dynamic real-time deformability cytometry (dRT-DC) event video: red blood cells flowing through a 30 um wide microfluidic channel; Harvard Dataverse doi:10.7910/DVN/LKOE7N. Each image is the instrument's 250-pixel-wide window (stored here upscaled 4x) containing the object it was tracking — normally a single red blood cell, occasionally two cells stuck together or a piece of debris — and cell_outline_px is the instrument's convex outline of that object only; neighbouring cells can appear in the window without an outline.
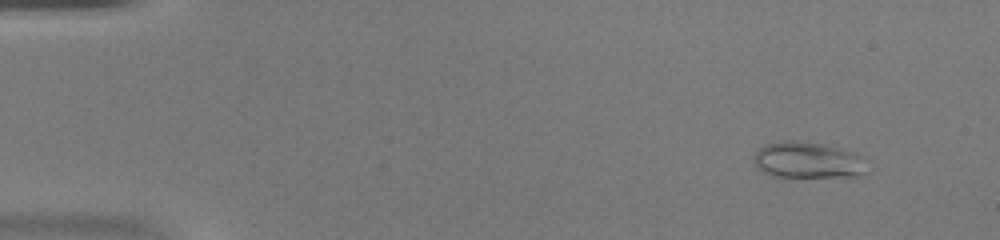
{"species": "common noctule bat (a hibernating species)", "species_latin": "Nyctalus noctula", "temperature_condition": "warm", "stored_images_in_passage": 50, "camera_frame_rate_fps": 3000, "um_per_image_px": 0.085, "animal": {"sex": "female", "body_mass_g": 20.0, "forearm_length_mm": 54.0}, "frame": {"image": 1, "passage_image": 5, "time_ms": 1.333, "image_size_px": [1000, 240], "cell_outline_px": [[868, 160], [864, 172], [860, 176], [776, 176], [764, 172], [756, 164], [752, 156], [764, 144], [784, 140], [788, 140], [820, 144], [852, 152]], "centroid_in_image_um": [68.66, 13.61], "position_along_channel_um": 16.3, "area_um2": 23.41}}
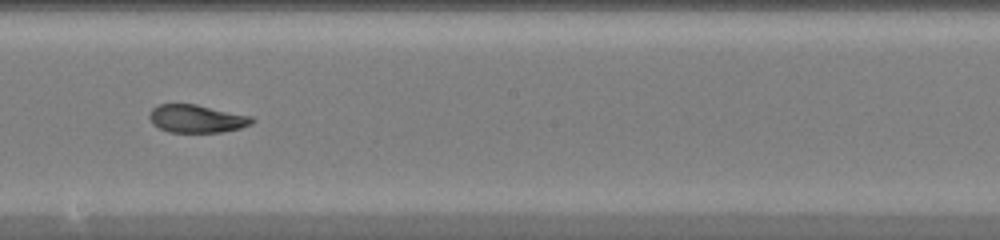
{"frame": {"image": 2, "passage_image": 29, "time_ms": 9.333, "image_size_px": [1000, 240], "cell_outline_px": [[256, 120], [252, 124], [240, 128], [220, 132], [168, 132], [152, 124], [148, 116], [152, 108], [156, 104], [196, 104], [252, 116]], "centroid_in_image_um": [16.71, 10.08], "position_along_channel_um": 231.5, "area_um2": 16.82}}
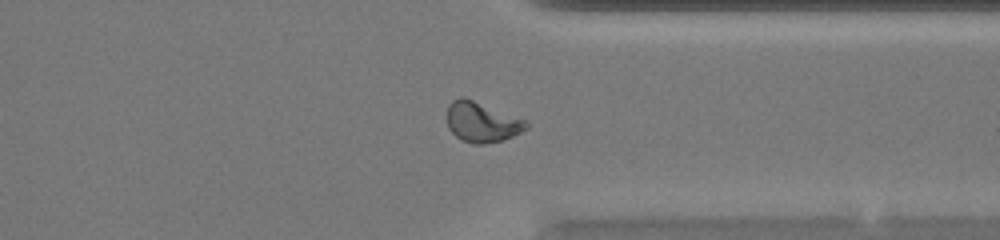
{"frame": {"image": 3, "passage_image": 39, "time_ms": 12.667, "image_size_px": [1000, 240], "cell_outline_px": [[528, 128], [504, 140], [484, 144], [472, 144], [460, 140], [448, 128], [444, 116], [448, 104], [452, 100], [460, 96], [464, 96], [524, 120], [528, 124]], "centroid_in_image_um": [40.86, 10.37], "position_along_channel_um": 370.5, "area_um2": 18.79}, "authors_computed_cell_mechanics": {"area_um2": 18.496, "velocity_mm_per_s": 4.2006, "shape_relaxation_time_tau1_ms": null, "shape_relaxation_time_tau2_ms": 1.4465, "deformation_change_tau1": null, "deformation_change_tau2": 0.0613}}